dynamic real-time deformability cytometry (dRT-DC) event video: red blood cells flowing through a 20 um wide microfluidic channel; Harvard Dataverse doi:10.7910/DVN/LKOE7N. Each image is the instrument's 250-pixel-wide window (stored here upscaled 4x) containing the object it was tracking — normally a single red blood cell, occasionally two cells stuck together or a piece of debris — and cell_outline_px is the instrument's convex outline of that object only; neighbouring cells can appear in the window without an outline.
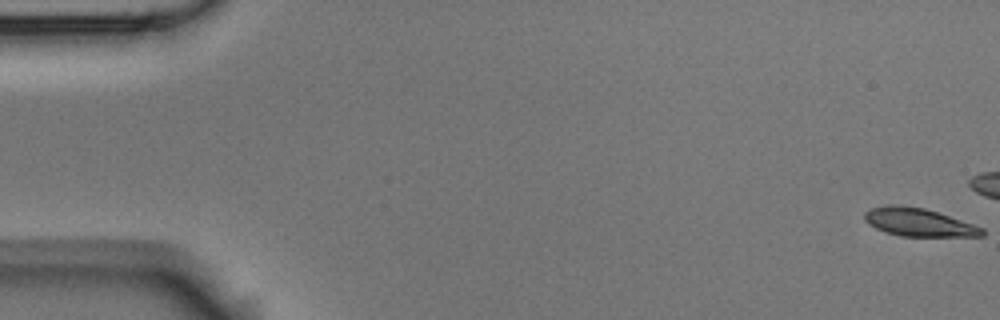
{"species": "Egyptian fruit bat (a non-hibernating species)", "species_latin": "Rousettus aegyptiacus", "temperature_condition": "room temperature", "stored_images_in_passage": 6, "camera_frame_rate_fps": 3000, "um_per_image_px": 0.085, "animal": {"sex": "male"}, "frame": {"image": 1, "passage_image": 1, "time_ms": 0.0, "image_size_px": [1000, 320], "cell_outline_px": [[984, 236], [900, 236], [876, 228], [868, 224], [864, 220], [864, 212], [872, 208], [924, 208], [984, 228]], "centroid_in_image_um": [78.14, 18.95], "position_along_channel_um": 6.9, "area_um2": 18.15}}